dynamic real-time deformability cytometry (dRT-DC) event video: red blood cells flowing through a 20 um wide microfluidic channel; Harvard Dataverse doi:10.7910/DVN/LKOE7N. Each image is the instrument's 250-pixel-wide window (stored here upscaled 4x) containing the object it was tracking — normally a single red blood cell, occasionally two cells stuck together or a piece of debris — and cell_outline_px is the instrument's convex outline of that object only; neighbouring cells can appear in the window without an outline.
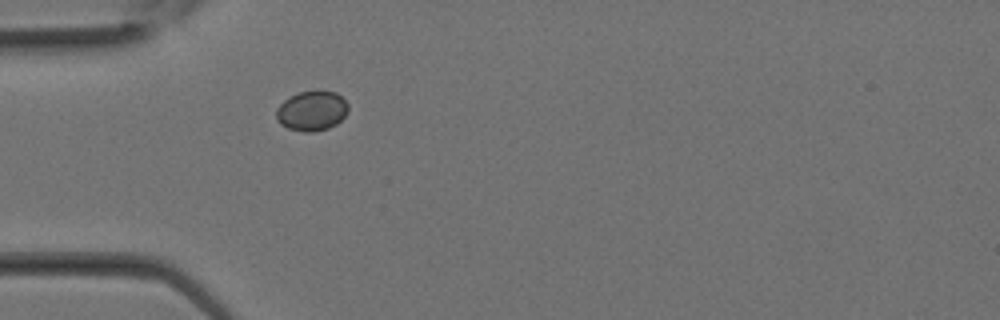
{"species": "Egyptian fruit bat (a non-hibernating species)", "species_latin": "Rousettus aegyptiacus", "temperature_condition": "room temperature", "stored_images_in_passage": 22, "camera_frame_rate_fps": 3000, "um_per_image_px": 0.085, "animal": {"sex": "female"}, "frame": {"image": 1, "passage_image": 1, "time_ms": 0.0, "image_size_px": [1000, 320], "cell_outline_px": [[348, 112], [336, 124], [328, 128], [312, 132], [304, 132], [288, 128], [280, 124], [276, 120], [276, 108], [284, 100], [296, 92], [316, 88], [320, 88], [336, 92], [348, 104]], "centroid_in_image_um": [26.49, 9.37], "position_along_channel_um": 58.5, "area_um2": 17.22}}
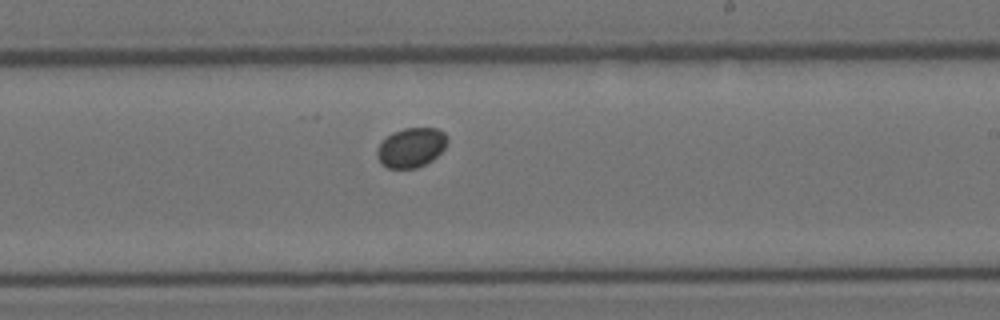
{"frame": {"image": 2, "passage_image": 10, "time_ms": 3.0, "image_size_px": [1000, 320], "cell_outline_px": [[448, 140], [444, 148], [432, 160], [416, 168], [388, 168], [380, 164], [376, 156], [376, 152], [380, 144], [392, 132], [404, 128], [436, 128], [444, 132], [448, 136]], "centroid_in_image_um": [34.94, 12.54], "position_along_channel_um": 254.1, "area_um2": 16.18}}
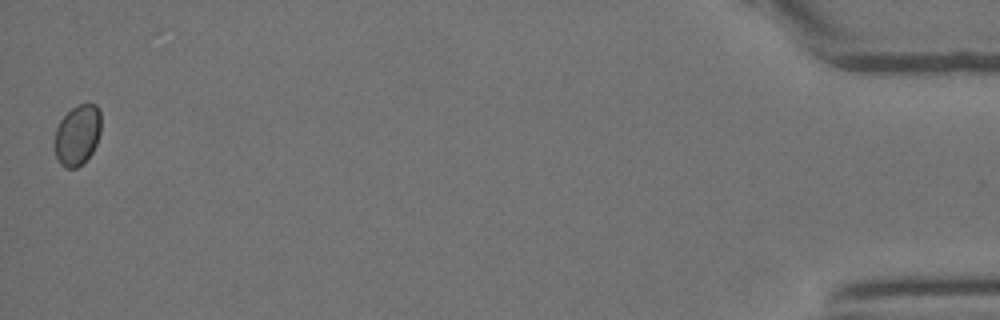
{"frame": {"image": 3, "passage_image": 22, "time_ms": 7.0, "image_size_px": [1000, 320], "cell_outline_px": [[100, 132], [96, 144], [92, 152], [76, 168], [64, 168], [60, 164], [56, 156], [56, 128], [60, 120], [72, 108], [80, 104], [96, 104], [100, 112]], "centroid_in_image_um": [6.59, 11.47], "position_along_channel_um": 428.6, "area_um2": 16.01}}